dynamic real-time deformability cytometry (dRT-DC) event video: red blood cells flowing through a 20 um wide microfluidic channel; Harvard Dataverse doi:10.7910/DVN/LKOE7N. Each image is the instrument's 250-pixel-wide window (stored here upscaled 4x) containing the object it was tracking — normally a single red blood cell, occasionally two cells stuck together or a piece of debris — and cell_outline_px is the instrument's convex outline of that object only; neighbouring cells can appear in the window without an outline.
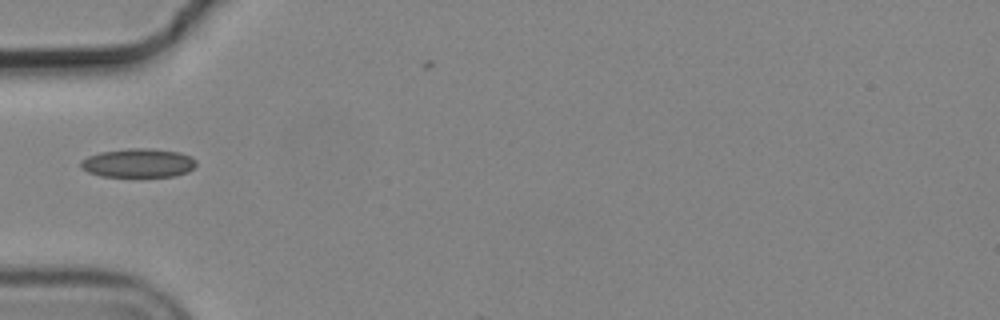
{"species": "common noctule bat (a hibernating species)", "species_latin": "Nyctalus noctula", "temperature_condition": "cold", "stored_images_in_passage": 7, "camera_frame_rate_fps": 3000, "um_per_image_px": 0.085, "animal": {"sex": "male", "body_mass_g": 19.2, "forearm_length_mm": 51.8}, "frame": {"image": 1, "passage_image": 6, "time_ms": 1.667, "image_size_px": [1000, 320], "cell_outline_px": [[196, 164], [188, 172], [176, 176], [100, 176], [88, 172], [80, 168], [80, 160], [88, 156], [100, 152], [128, 148], [148, 148], [180, 152], [192, 156], [196, 160]], "centroid_in_image_um": [11.75, 13.85], "position_along_channel_um": 73.3, "area_um2": 19.54}}
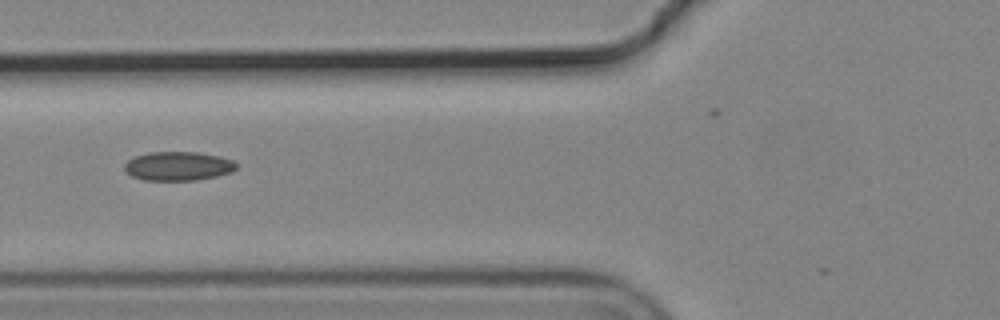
{"frame": {"image": 2, "passage_image": 7, "time_ms": 2.0, "image_size_px": [1000, 320], "cell_outline_px": [[236, 168], [232, 172], [216, 176], [196, 180], [144, 180], [132, 176], [124, 168], [124, 164], [128, 160], [136, 156], [148, 152], [196, 152], [220, 156], [232, 160], [236, 164]], "centroid_in_image_um": [15.14, 14.11], "position_along_channel_um": 110.7, "area_um2": 18.79}}